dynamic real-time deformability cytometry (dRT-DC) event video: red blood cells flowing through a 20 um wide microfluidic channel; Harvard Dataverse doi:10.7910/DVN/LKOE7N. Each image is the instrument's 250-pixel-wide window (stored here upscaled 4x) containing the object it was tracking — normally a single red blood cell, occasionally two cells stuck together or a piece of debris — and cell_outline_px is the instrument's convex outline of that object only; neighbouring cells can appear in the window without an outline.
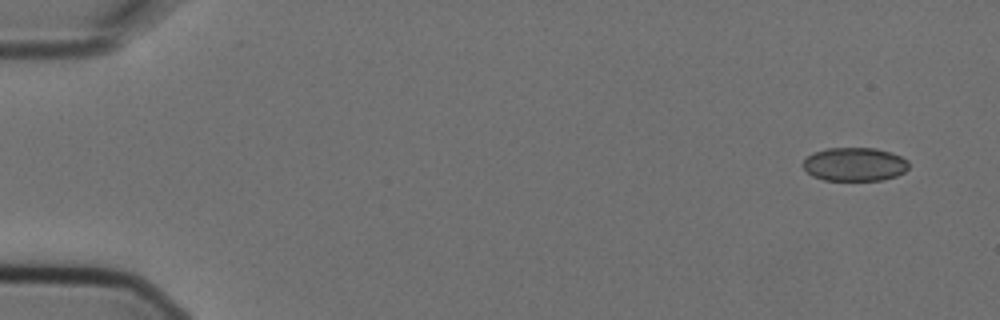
{"species": "Egyptian fruit bat (a non-hibernating species)", "species_latin": "Rousettus aegyptiacus", "temperature_condition": "cold", "stored_images_in_passage": 3, "camera_frame_rate_fps": 3000, "um_per_image_px": 0.085, "animal": {"sex": "female"}, "frame": {"image": 1, "passage_image": 1, "time_ms": 0.0, "image_size_px": [1000, 320], "cell_outline_px": [[908, 168], [904, 172], [896, 176], [884, 180], [824, 180], [812, 176], [804, 168], [804, 160], [808, 156], [816, 152], [828, 148], [876, 148], [900, 156], [908, 160]], "centroid_in_image_um": [72.66, 13.97], "position_along_channel_um": 12.3, "area_um2": 20.52}}